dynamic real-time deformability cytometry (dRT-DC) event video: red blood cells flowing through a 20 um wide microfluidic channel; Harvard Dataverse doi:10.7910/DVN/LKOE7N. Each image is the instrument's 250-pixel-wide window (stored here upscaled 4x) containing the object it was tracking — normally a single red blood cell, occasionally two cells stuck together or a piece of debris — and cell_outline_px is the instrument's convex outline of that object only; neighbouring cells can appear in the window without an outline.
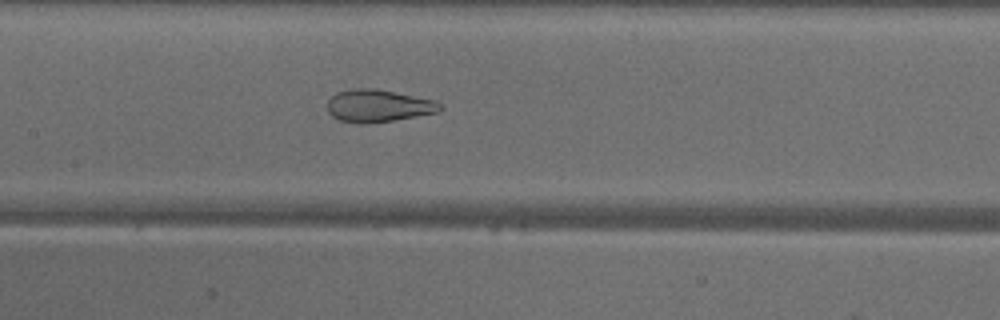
{"species": "common noctule bat (a hibernating species)", "species_latin": "Nyctalus noctula", "temperature_condition": "warm", "stored_images_in_passage": 45, "camera_frame_rate_fps": 3000, "um_per_image_px": 0.085, "animal": {"sex": "male", "body_mass_g": 18.8}, "frame": {"image": 1, "passage_image": 19, "time_ms": 6.0, "image_size_px": [1000, 320], "cell_outline_px": [[444, 108], [440, 112], [368, 124], [356, 124], [340, 120], [332, 116], [328, 112], [328, 100], [336, 92], [352, 88], [376, 88], [436, 100]], "centroid_in_image_um": [32.16, 8.99], "position_along_channel_um": 175.2, "area_um2": 21.56}}
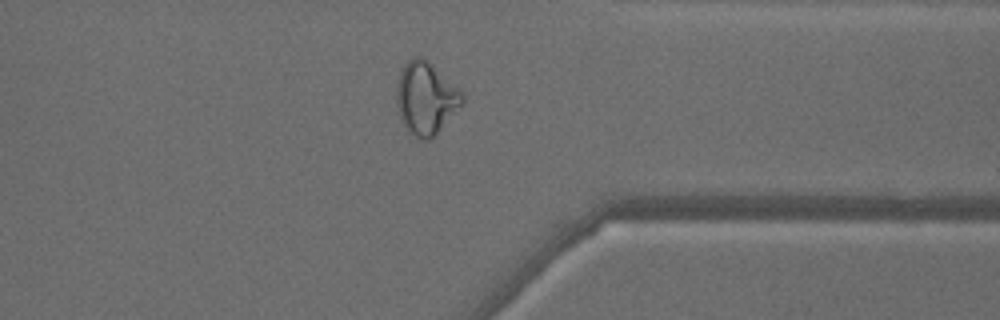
{"frame": {"image": 2, "passage_image": 34, "time_ms": 11.0, "image_size_px": [1000, 320], "cell_outline_px": [[464, 100], [436, 136], [428, 140], [424, 140], [408, 132], [400, 116], [396, 100], [396, 88], [400, 72], [404, 64], [412, 56], [424, 56], [464, 96]], "centroid_in_image_um": [36.16, 8.34], "position_along_channel_um": 375.2, "area_um2": 27.34}}
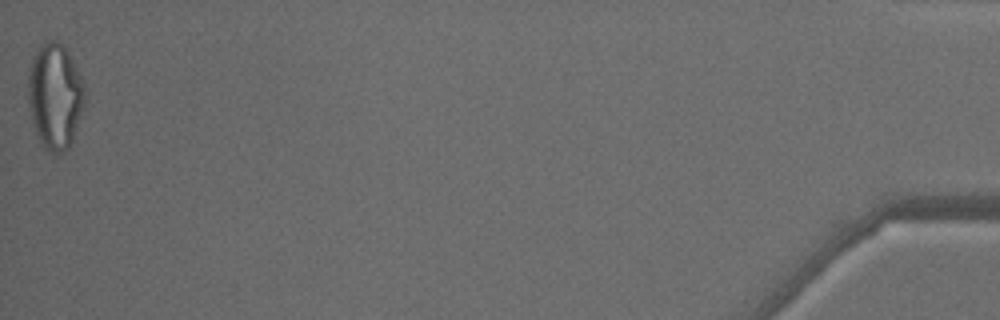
{"frame": {"image": 3, "passage_image": 45, "time_ms": 14.667, "image_size_px": [1000, 320], "cell_outline_px": [[84, 96], [80, 112], [72, 140], [68, 148], [56, 156], [48, 152], [40, 144], [36, 136], [28, 108], [28, 68], [36, 48], [44, 40], [56, 40], [68, 52], [72, 60], [84, 88]], "centroid_in_image_um": [4.59, 8.19], "position_along_channel_um": 430.6, "area_um2": 34.8}, "authors_computed_cell_mechanics": {"area_um2": 27.455, "velocity_mm_per_s": 4.1386, "shape_relaxation_time_tau1_ms": null, "shape_relaxation_time_tau2_ms": 0.9914, "deformation_change_tau1": null, "deformation_change_tau2": 0.0818}}